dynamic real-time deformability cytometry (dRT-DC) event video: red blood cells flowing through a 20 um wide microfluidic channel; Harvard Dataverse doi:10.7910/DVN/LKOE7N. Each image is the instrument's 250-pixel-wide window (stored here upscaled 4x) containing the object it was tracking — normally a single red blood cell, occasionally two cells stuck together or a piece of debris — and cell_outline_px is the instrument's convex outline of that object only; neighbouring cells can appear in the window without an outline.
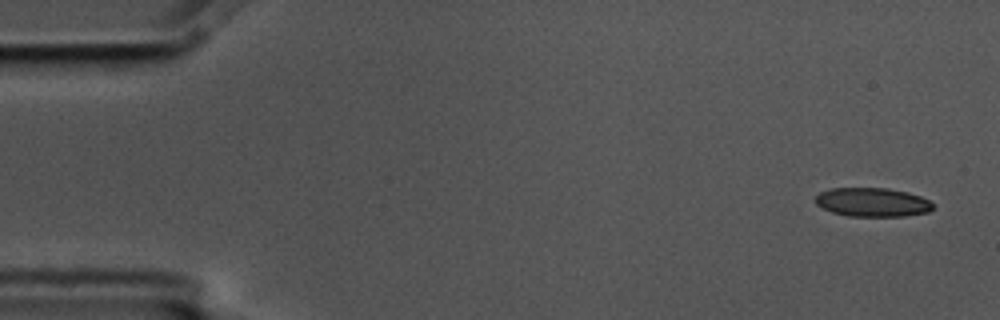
{"species": "common noctule bat (a hibernating species)", "species_latin": "Nyctalus noctula", "temperature_condition": "cold", "stored_images_in_passage": 9, "camera_frame_rate_fps": 3000, "um_per_image_px": 0.085, "animal": {"sex": "male", "body_mass_g": 17.5, "forearm_length_mm": 52.3}, "frame": {"image": 1, "passage_image": 1, "time_ms": 0.0, "image_size_px": [1000, 320], "cell_outline_px": [[932, 208], [928, 212], [904, 216], [848, 216], [832, 212], [816, 204], [816, 196], [820, 192], [832, 188], [888, 188], [908, 192], [920, 196], [928, 200], [932, 204]], "centroid_in_image_um": [74.15, 17.18], "position_along_channel_um": 10.8, "area_um2": 19.65}}
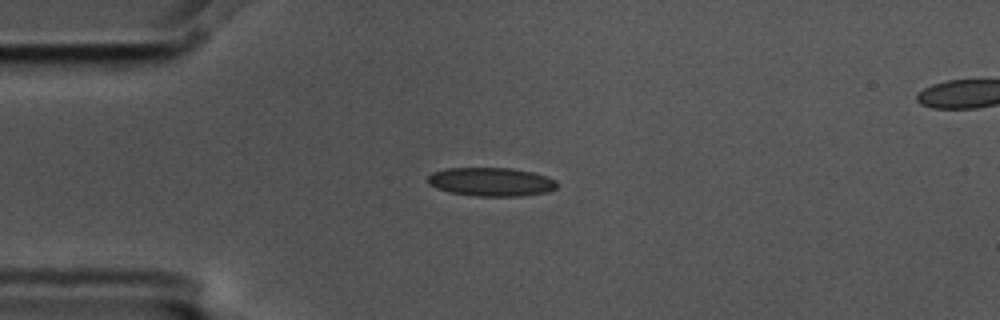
{"frame": {"image": 2, "passage_image": 4, "time_ms": 1.0, "image_size_px": [1000, 320], "cell_outline_px": [[556, 188], [548, 192], [520, 196], [476, 196], [452, 192], [436, 188], [428, 184], [428, 176], [432, 172], [444, 168], [512, 168], [532, 172], [548, 176], [556, 180]], "centroid_in_image_um": [41.75, 15.45], "position_along_channel_um": 43.3, "area_um2": 21.62}}